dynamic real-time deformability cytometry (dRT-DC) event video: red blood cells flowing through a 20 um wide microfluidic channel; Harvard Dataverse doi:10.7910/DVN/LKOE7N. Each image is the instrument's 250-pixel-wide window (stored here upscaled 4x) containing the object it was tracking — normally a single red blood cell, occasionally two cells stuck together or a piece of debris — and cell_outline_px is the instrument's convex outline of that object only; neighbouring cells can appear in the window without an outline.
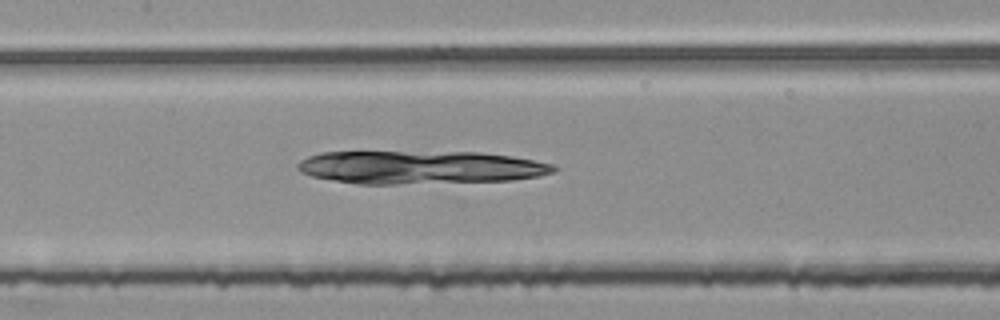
{"species": "common noctule bat (a hibernating species)", "species_latin": "Nyctalus noctula", "temperature_condition": "room temperature", "stored_images_in_passage": 50, "camera_frame_rate_fps": 3000, "um_per_image_px": 0.085, "animal": {"sex": "female", "body_mass_g": 25.1}, "frame": {"image": 1, "passage_image": 22, "time_ms": 7.0, "image_size_px": [1000, 320], "cell_outline_px": [[560, 168], [552, 172], [540, 176], [512, 180], [396, 184], [356, 184], [312, 176], [300, 172], [296, 168], [296, 164], [300, 160], [308, 156], [320, 152], [480, 152], [512, 156], [556, 164]], "centroid_in_image_um": [35.73, 14.22], "position_along_channel_um": 171.7, "area_um2": 49.71}}
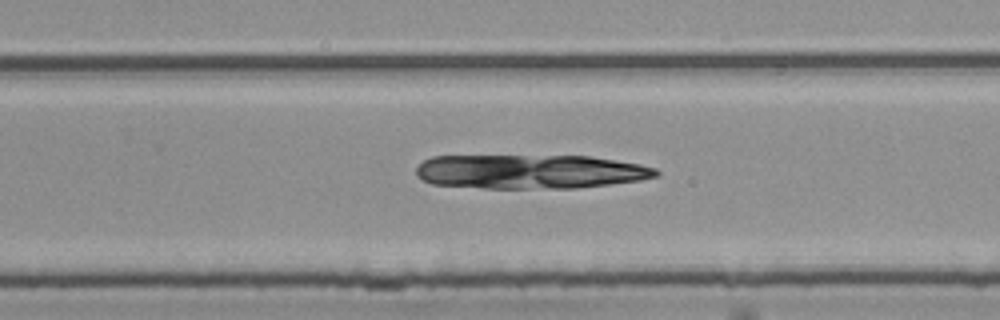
{"frame": {"image": 2, "passage_image": 31, "time_ms": 10.0, "image_size_px": [1000, 320], "cell_outline_px": [[660, 172], [656, 176], [640, 180], [576, 188], [484, 188], [432, 184], [420, 180], [416, 176], [416, 168], [424, 160], [432, 156], [588, 156], [640, 164], [656, 168]], "centroid_in_image_um": [45.02, 14.59], "position_along_channel_um": 284.8, "area_um2": 47.8}}
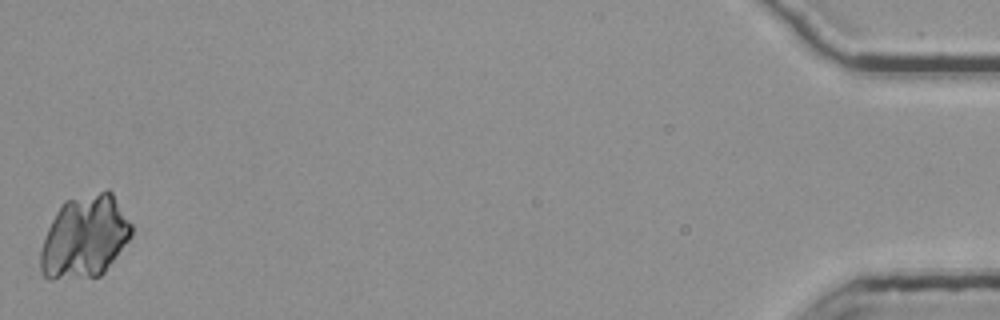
{"frame": {"image": 3, "passage_image": 50, "time_ms": 16.333, "image_size_px": [1000, 320], "cell_outline_px": [[132, 236], [104, 272], [100, 276], [52, 280], [48, 280], [40, 272], [40, 252], [44, 236], [56, 212], [64, 200], [104, 188], [108, 188], [112, 192], [132, 224]], "centroid_in_image_um": [7.19, 20.11], "position_along_channel_um": 428.0, "area_um2": 44.33}}